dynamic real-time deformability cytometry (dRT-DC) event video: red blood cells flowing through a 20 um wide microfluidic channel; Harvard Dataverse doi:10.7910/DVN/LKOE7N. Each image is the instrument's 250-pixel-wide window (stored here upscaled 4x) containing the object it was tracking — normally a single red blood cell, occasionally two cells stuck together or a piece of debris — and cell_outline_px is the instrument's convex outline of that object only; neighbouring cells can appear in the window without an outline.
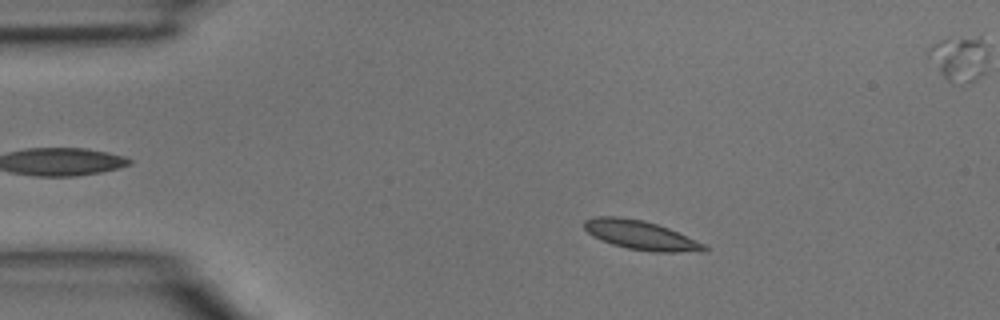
{"species": "common noctule bat (a hibernating species)", "species_latin": "Nyctalus noctula", "temperature_condition": "room temperature", "stored_images_in_passage": 46, "segment_of_instrument_passage": [1, 2], "camera_frame_rate_fps": 3000, "um_per_image_px": 0.085, "animal": {"sex": "male", "body_mass_g": 15.6}, "frame": {"image": 1, "passage_image": 8, "time_ms": 2.333, "image_size_px": [1000, 320], "cell_outline_px": [[708, 252], [652, 252], [628, 248], [612, 244], [592, 236], [584, 228], [584, 220], [596, 216], [620, 216], [644, 220], [668, 228], [708, 244]], "centroid_in_image_um": [54.52, 19.99], "position_along_channel_um": 30.5, "area_um2": 20.63}}
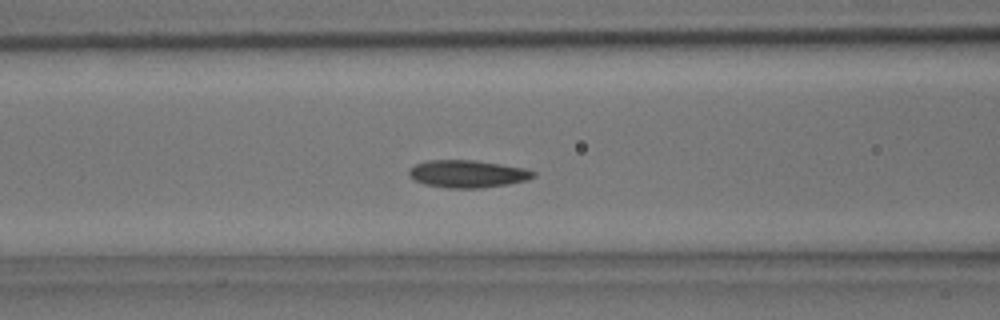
{"frame": {"image": 2, "passage_image": 18, "time_ms": 5.667, "image_size_px": [1000, 320], "cell_outline_px": [[536, 176], [528, 180], [508, 184], [480, 188], [448, 188], [424, 184], [408, 176], [408, 172], [416, 164], [428, 160], [476, 160], [524, 168], [536, 172]], "centroid_in_image_um": [39.76, 14.78], "position_along_channel_um": 126.8, "area_um2": 19.88}}
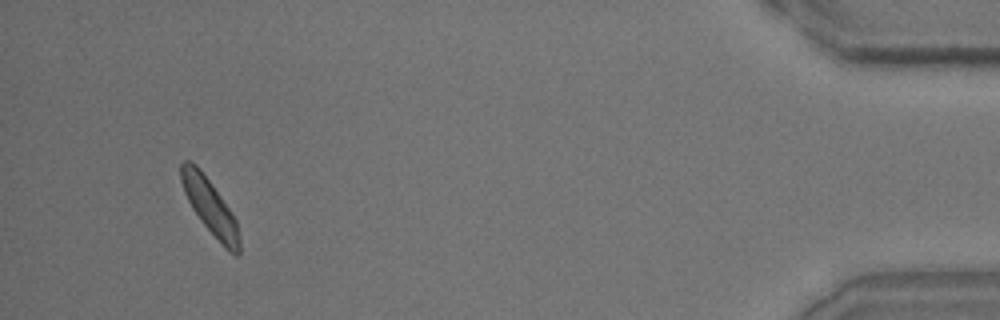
{"frame": {"image": 3, "passage_image": 43, "time_ms": 14.0, "image_size_px": [1000, 320], "cell_outline_px": [[240, 252], [236, 256], [228, 252], [224, 248], [200, 220], [192, 208], [184, 192], [180, 180], [180, 164], [184, 160], [188, 160], [196, 164], [200, 168], [232, 212], [236, 220], [240, 240]], "centroid_in_image_um": [17.85, 17.58], "position_along_channel_um": 417.4, "area_um2": 18.84}}